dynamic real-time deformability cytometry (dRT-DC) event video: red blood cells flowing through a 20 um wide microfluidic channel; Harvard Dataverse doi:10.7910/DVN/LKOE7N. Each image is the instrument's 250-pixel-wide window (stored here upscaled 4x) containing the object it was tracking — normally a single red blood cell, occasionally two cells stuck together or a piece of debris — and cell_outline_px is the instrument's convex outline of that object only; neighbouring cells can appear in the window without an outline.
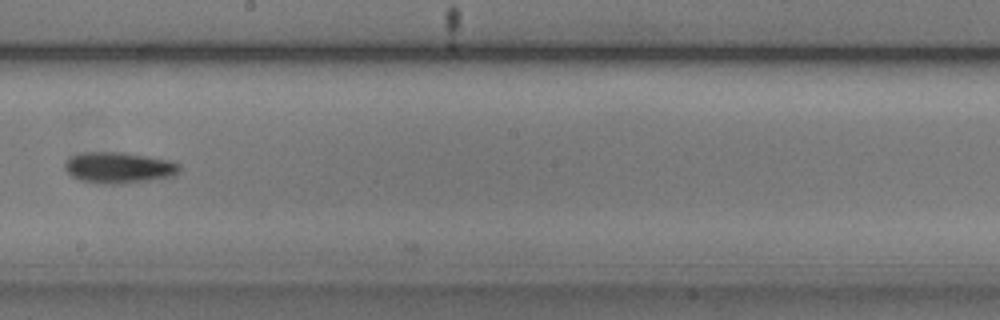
{"species": "common noctule bat (a hibernating species)", "species_latin": "Nyctalus noctula", "temperature_condition": "cold", "stored_images_in_passage": 17, "camera_frame_rate_fps": 3000, "um_per_image_px": 0.085, "animal": {"sex": "male", "body_mass_g": 20.5, "forearm_length_mm": 52.5}, "frame": {"image": 1, "passage_image": 15, "time_ms": 4.667, "image_size_px": [1000, 320], "cell_outline_px": [[180, 172], [172, 176], [124, 184], [96, 184], [80, 180], [72, 176], [64, 168], [64, 160], [68, 156], [84, 152], [124, 152], [168, 160], [180, 164]], "centroid_in_image_um": [10.04, 14.25], "position_along_channel_um": 238.2, "area_um2": 21.04}}